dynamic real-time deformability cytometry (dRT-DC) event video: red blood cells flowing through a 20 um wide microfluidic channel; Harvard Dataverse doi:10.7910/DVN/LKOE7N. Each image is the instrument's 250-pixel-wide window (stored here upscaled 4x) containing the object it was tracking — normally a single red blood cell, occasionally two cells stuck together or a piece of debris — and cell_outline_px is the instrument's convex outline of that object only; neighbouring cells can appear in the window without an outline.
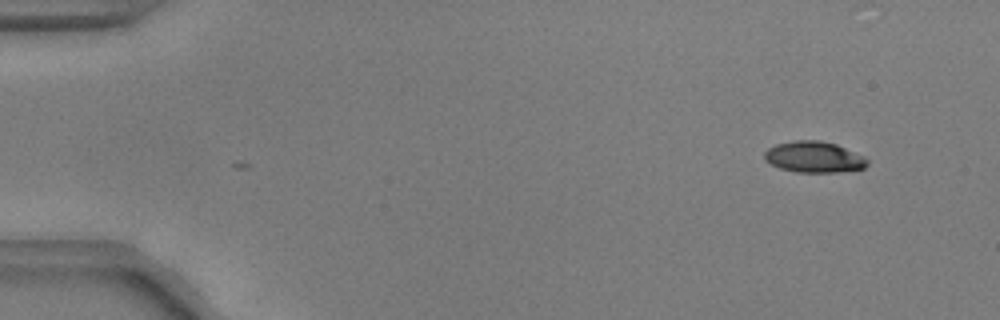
{"species": "common noctule bat (a hibernating species)", "species_latin": "Nyctalus noctula", "temperature_condition": "warm", "stored_images_in_passage": 49, "camera_frame_rate_fps": 3000, "um_per_image_px": 0.085, "animal": {"sex": "male", "body_mass_g": 17.9, "forearm_length_mm": 54.2}, "frame": {"image": 1, "passage_image": 1, "time_ms": 0.0, "image_size_px": [1000, 320], "cell_outline_px": [[868, 164], [864, 168], [836, 172], [796, 172], [780, 168], [764, 160], [764, 152], [768, 148], [776, 144], [796, 140], [820, 140], [836, 144], [864, 156], [868, 160]], "centroid_in_image_um": [69.18, 13.34], "position_along_channel_um": 15.8, "area_um2": 18.61}}
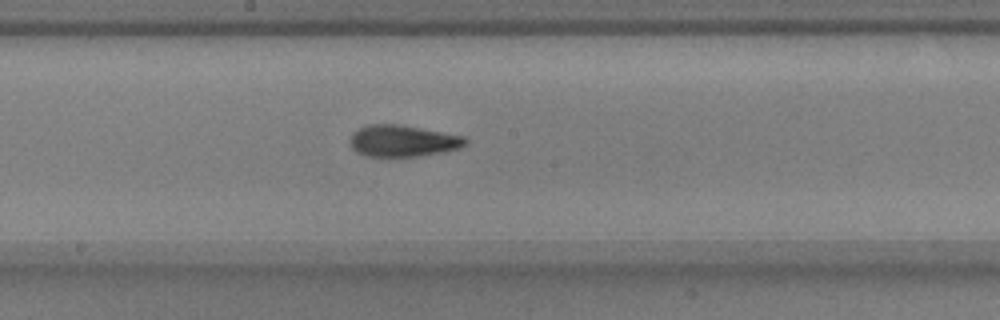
{"frame": {"image": 2, "passage_image": 26, "time_ms": 8.333, "image_size_px": [1000, 320], "cell_outline_px": [[468, 140], [460, 148], [444, 152], [416, 156], [364, 156], [356, 152], [352, 148], [348, 140], [352, 132], [368, 124], [400, 124], [464, 136]], "centroid_in_image_um": [34.19, 11.97], "position_along_channel_um": 214.0, "area_um2": 21.33}}
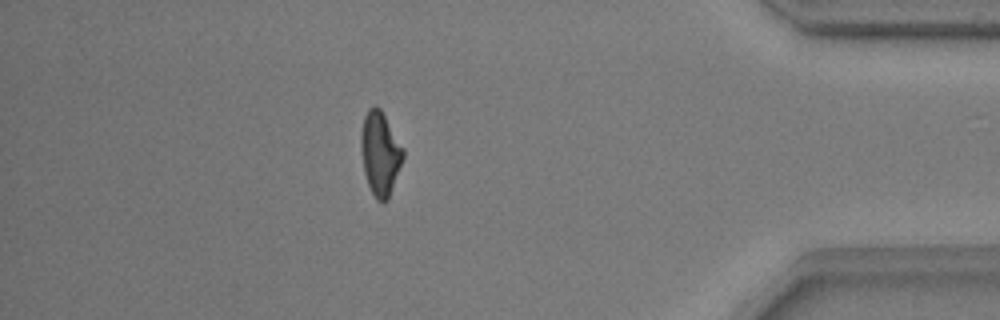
{"frame": {"image": 3, "passage_image": 44, "time_ms": 14.333, "image_size_px": [1000, 320], "cell_outline_px": [[404, 156], [388, 200], [384, 204], [376, 200], [368, 184], [364, 172], [360, 152], [360, 132], [364, 116], [368, 108], [376, 104], [380, 108], [404, 148]], "centroid_in_image_um": [32.29, 13.03], "position_along_channel_um": 402.9, "area_um2": 20.81}, "authors_computed_cell_mechanics": {"area_um2": 20.3456, "velocity_mm_per_s": 3.7661, "shape_relaxation_time_tau1_ms": 3.6948, "shape_relaxation_time_tau2_ms": 3.4959, "deformation_change_tau1": 0.1733, "deformation_change_tau2": 0.122}}